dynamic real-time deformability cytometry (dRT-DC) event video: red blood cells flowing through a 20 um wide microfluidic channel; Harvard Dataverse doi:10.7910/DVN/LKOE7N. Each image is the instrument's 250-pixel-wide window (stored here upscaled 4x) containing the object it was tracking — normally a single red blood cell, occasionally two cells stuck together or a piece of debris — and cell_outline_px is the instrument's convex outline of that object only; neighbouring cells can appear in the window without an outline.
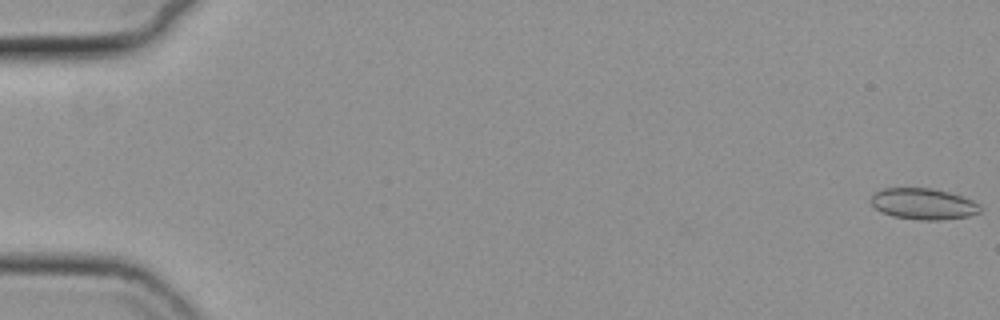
{"species": "common noctule bat (a hibernating species)", "species_latin": "Nyctalus noctula", "temperature_condition": "cold", "stored_images_in_passage": 57, "camera_frame_rate_fps": 3000, "um_per_image_px": 0.085, "animal": {"sex": "female", "body_mass_g": 19.3, "forearm_length_mm": 54.1}, "frame": {"image": 1, "passage_image": 1, "time_ms": 0.0, "image_size_px": [1000, 320], "cell_outline_px": [[984, 208], [980, 212], [968, 216], [940, 220], [920, 220], [892, 216], [876, 208], [868, 200], [872, 192], [884, 188], [932, 188], [948, 192], [972, 200], [980, 204]], "centroid_in_image_um": [78.47, 17.32], "position_along_channel_um": 6.5, "area_um2": 20.0}}
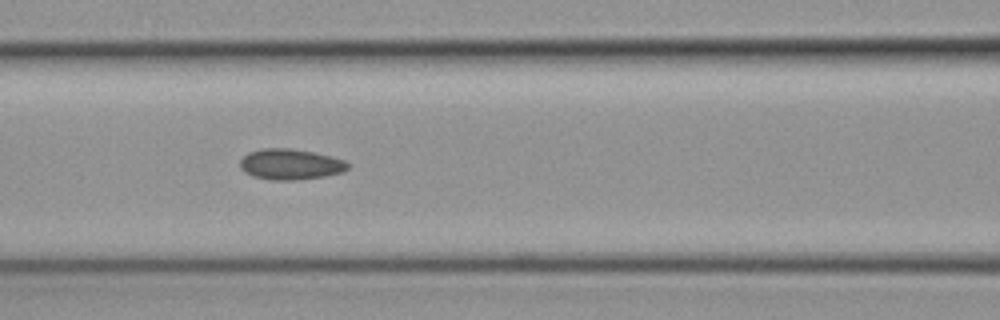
{"frame": {"image": 2, "passage_image": 26, "time_ms": 8.333, "image_size_px": [1000, 320], "cell_outline_px": [[348, 168], [344, 172], [324, 176], [296, 180], [268, 180], [252, 176], [244, 172], [240, 168], [240, 160], [248, 152], [264, 148], [292, 148], [332, 156], [344, 160], [348, 164]], "centroid_in_image_um": [24.66, 13.97], "position_along_channel_um": 141.9, "area_um2": 19.42}}
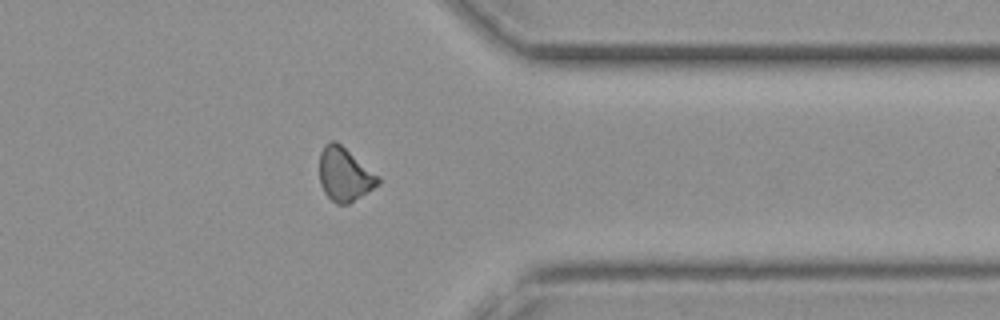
{"frame": {"image": 3, "passage_image": 46, "time_ms": 15.0, "image_size_px": [1000, 320], "cell_outline_px": [[380, 184], [348, 204], [336, 204], [324, 192], [320, 184], [320, 152], [324, 144], [332, 140], [336, 140], [380, 176]], "centroid_in_image_um": [29.29, 14.81], "position_along_channel_um": 382.1, "area_um2": 18.38}, "authors_computed_cell_mechanics": {"area_um2": 18.9006, "velocity_mm_per_s": 3.7266, "shape_relaxation_time_tau1_ms": null, "shape_relaxation_time_tau2_ms": 9.7573, "deformation_change_tau1": null, "deformation_change_tau2": 0.128}}